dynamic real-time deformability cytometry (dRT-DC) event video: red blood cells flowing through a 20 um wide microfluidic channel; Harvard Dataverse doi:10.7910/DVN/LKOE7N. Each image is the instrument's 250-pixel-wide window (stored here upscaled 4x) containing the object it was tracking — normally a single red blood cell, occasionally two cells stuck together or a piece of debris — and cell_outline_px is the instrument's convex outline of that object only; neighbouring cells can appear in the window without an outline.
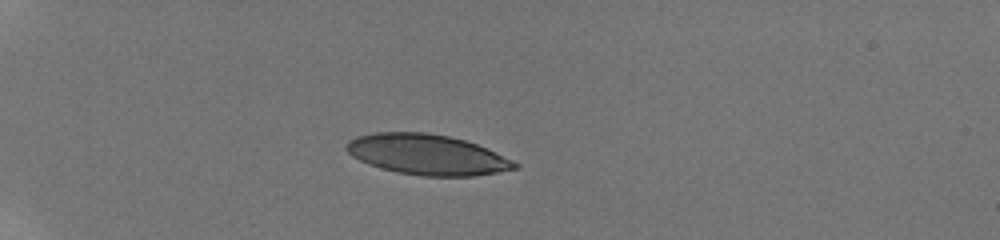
{"species": "human", "species_latin": "Homo sapiens", "temperature_condition": "room temperature", "stored_images_in_passage": 39, "camera_frame_rate_fps": 3000, "um_per_image_px": 0.085, "donor": {"sex": "male"}, "frame": {"image": 1, "passage_image": 1, "time_ms": 0.0, "image_size_px": [1000, 240], "cell_outline_px": [[520, 168], [472, 176], [424, 176], [396, 172], [380, 168], [368, 164], [352, 156], [344, 148], [348, 140], [360, 136], [376, 132], [428, 132], [448, 136], [464, 140], [476, 144], [512, 160], [520, 164]], "centroid_in_image_um": [36.28, 13.14], "position_along_channel_um": 48.7, "area_um2": 39.48}}
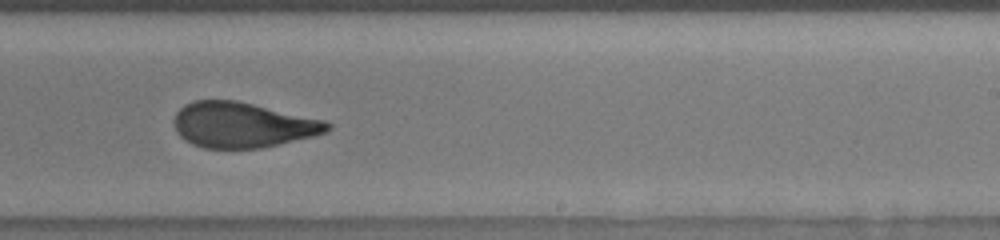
{"frame": {"image": 2, "passage_image": 22, "time_ms": 7.0, "image_size_px": [1000, 240], "cell_outline_px": [[332, 128], [316, 136], [260, 148], [204, 148], [192, 144], [184, 140], [176, 132], [176, 112], [184, 104], [196, 100], [236, 100], [324, 120], [332, 124]], "centroid_in_image_um": [20.63, 10.62], "position_along_channel_um": 268.4, "area_um2": 40.34}}
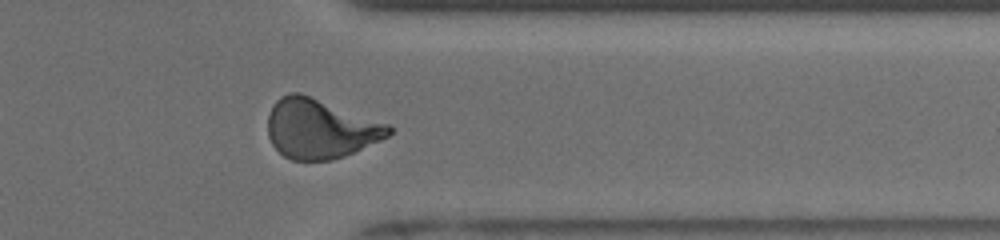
{"frame": {"image": 3, "passage_image": 31, "time_ms": 10.0, "image_size_px": [1000, 240], "cell_outline_px": [[392, 132], [388, 136], [380, 140], [344, 156], [332, 160], [292, 160], [284, 156], [272, 144], [268, 136], [268, 116], [272, 104], [280, 96], [288, 92], [300, 92], [388, 124], [392, 128]], "centroid_in_image_um": [27.17, 10.93], "position_along_channel_um": 384.2, "area_um2": 41.79}, "authors_computed_cell_mechanics": {"area_um2": 40.8646, "velocity_mm_per_s": 3.8819, "shape_relaxation_time_tau1_ms": 5.8047, "shape_relaxation_time_tau2_ms": 0.9634, "deformation_change_tau1": 0.2326, "deformation_change_tau2": 0.0812}}